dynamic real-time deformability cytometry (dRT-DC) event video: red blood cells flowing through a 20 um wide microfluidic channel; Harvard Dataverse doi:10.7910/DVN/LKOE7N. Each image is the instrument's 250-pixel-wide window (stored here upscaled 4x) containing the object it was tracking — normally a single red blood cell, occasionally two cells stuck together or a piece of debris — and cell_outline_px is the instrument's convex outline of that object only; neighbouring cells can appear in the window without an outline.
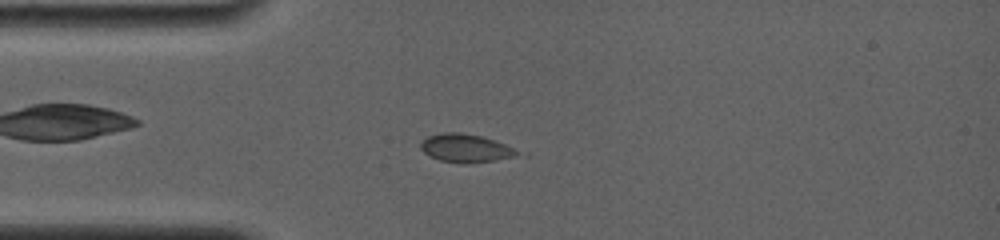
{"species": "common noctule bat (a hibernating species)", "species_latin": "Nyctalus noctula", "temperature_condition": "room temperature", "stored_images_in_passage": 44, "camera_frame_rate_fps": 4000, "um_per_image_px": 0.085, "animal": {"sex": "female", "body_mass_g": 19.0, "forearm_length_mm": 56.7}, "frame": {"image": 1, "passage_image": 36, "time_ms": 4.0, "image_size_px": [1000, 240], "cell_outline_px": [[528, 156], [468, 164], [460, 164], [440, 160], [424, 152], [420, 148], [420, 144], [428, 136], [444, 132], [460, 132], [480, 136], [528, 152]], "centroid_in_image_um": [39.75, 12.63], "position_along_channel_um": 45.2, "area_um2": 16.47}}